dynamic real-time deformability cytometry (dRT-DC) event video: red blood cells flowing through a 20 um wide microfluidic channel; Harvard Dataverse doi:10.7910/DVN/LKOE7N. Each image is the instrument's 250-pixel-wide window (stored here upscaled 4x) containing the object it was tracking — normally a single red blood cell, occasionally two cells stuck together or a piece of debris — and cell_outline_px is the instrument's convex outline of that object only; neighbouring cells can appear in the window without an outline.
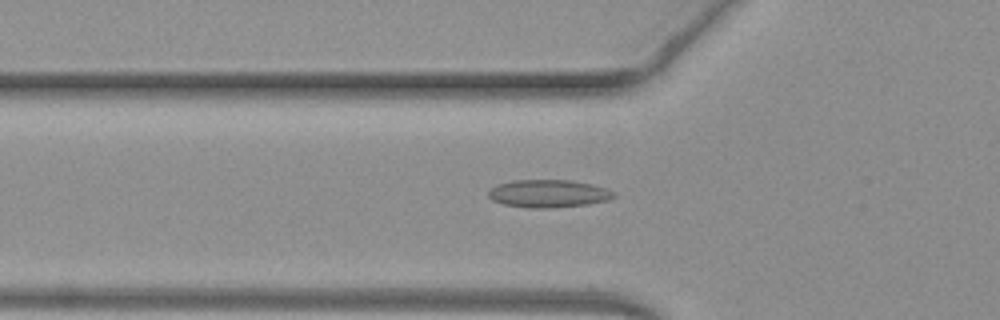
{"species": "common noctule bat (a hibernating species)", "species_latin": "Nyctalus noctula", "temperature_condition": "warm", "stored_images_in_passage": 51, "camera_frame_rate_fps": 3000, "um_per_image_px": 0.085, "animal": {"sex": "female", "body_mass_g": 19.3, "forearm_length_mm": 54.1}, "frame": {"image": 1, "passage_image": 18, "time_ms": 5.667, "image_size_px": [1000, 320], "cell_outline_px": [[616, 196], [608, 200], [588, 204], [552, 208], [528, 208], [504, 204], [492, 200], [488, 196], [488, 192], [496, 184], [512, 180], [572, 180], [592, 184], [608, 188], [616, 192]], "centroid_in_image_um": [46.64, 16.45], "position_along_channel_um": 79.2, "area_um2": 20.52}}
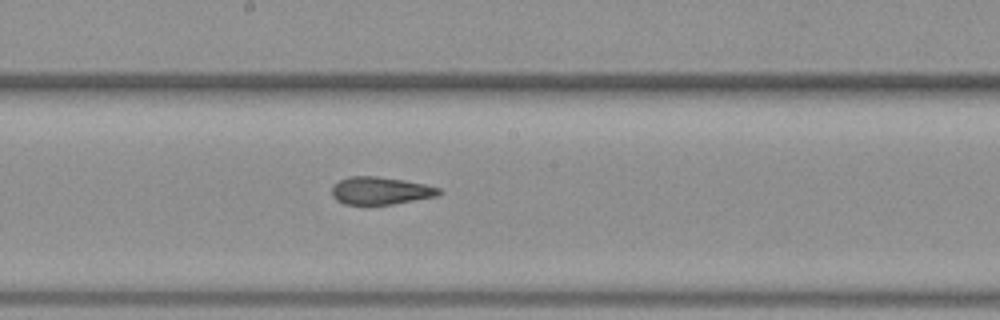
{"frame": {"image": 2, "passage_image": 28, "time_ms": 9.0, "image_size_px": [1000, 320], "cell_outline_px": [[444, 192], [436, 196], [392, 204], [368, 208], [344, 204], [336, 200], [332, 196], [332, 188], [340, 180], [348, 176], [376, 176], [404, 180], [424, 184], [440, 188]], "centroid_in_image_um": [32.31, 16.25], "position_along_channel_um": 215.9, "area_um2": 17.8}}
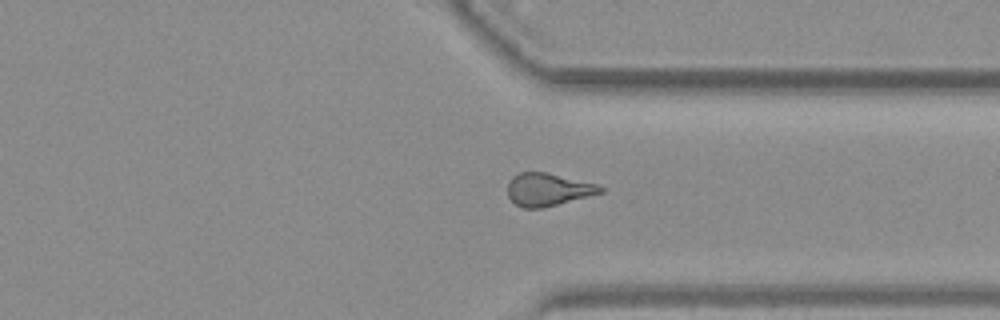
{"frame": {"image": 3, "passage_image": 39, "time_ms": 12.667, "image_size_px": [1000, 320], "cell_outline_px": [[604, 192], [540, 208], [524, 208], [516, 204], [508, 196], [508, 180], [512, 176], [520, 172], [548, 172], [600, 184], [604, 188]], "centroid_in_image_um": [46.59, 16.08], "position_along_channel_um": 364.8, "area_um2": 17.74}, "authors_computed_cell_mechanics": {"area_um2": 18.207, "velocity_mm_per_s": 4.0713, "shape_relaxation_time_tau1_ms": null, "shape_relaxation_time_tau2_ms": 2.1822, "deformation_change_tau1": null, "deformation_change_tau2": 0.1065}}